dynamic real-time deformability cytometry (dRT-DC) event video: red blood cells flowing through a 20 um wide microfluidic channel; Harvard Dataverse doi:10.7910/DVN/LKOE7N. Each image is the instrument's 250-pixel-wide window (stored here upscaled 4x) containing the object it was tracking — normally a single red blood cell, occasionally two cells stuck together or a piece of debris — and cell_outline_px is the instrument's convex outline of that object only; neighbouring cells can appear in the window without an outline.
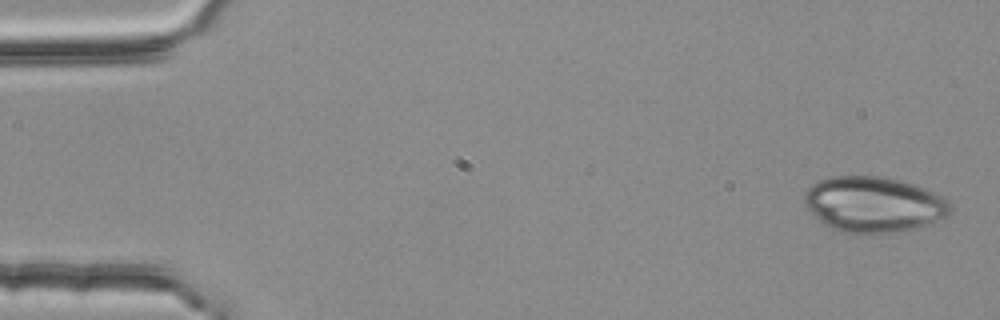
{"species": "common noctule bat (a hibernating species)", "species_latin": "Nyctalus noctula", "temperature_condition": "room temperature", "stored_images_in_passage": 3, "camera_frame_rate_fps": 3000, "um_per_image_px": 0.085, "animal": {"sex": "female", "body_mass_g": 25.1}, "frame": {"image": 1, "passage_image": 1, "time_ms": 0.0, "image_size_px": [1000, 320], "cell_outline_px": [[952, 212], [936, 220], [912, 228], [896, 232], [864, 236], [840, 232], [824, 224], [804, 204], [804, 192], [812, 184], [820, 180], [832, 176], [880, 176], [900, 180], [924, 188], [944, 196], [952, 204]], "centroid_in_image_um": [74.25, 17.39], "position_along_channel_um": 10.8, "area_um2": 47.57}}